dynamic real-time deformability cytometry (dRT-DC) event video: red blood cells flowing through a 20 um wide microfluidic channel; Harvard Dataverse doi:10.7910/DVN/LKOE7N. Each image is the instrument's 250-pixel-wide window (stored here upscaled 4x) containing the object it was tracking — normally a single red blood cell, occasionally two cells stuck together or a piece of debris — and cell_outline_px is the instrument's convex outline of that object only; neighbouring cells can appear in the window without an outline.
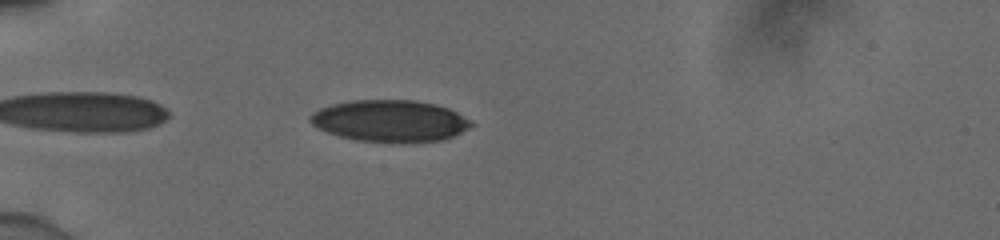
{"species": "human", "species_latin": "Homo sapiens", "temperature_condition": "cold", "stored_images_in_passage": 40, "camera_frame_rate_fps": 3000, "um_per_image_px": 0.085, "donor": {"sex": "male"}, "frame": {"image": 1, "passage_image": 3, "time_ms": 0.667, "image_size_px": [1000, 240], "cell_outline_px": [[476, 124], [452, 136], [440, 140], [356, 140], [340, 136], [328, 132], [312, 124], [308, 120], [308, 116], [312, 112], [320, 108], [332, 104], [352, 100], [416, 100], [436, 104], [448, 108], [456, 112]], "centroid_in_image_um": [33.11, 10.23], "position_along_channel_um": 51.9, "area_um2": 38.21}}
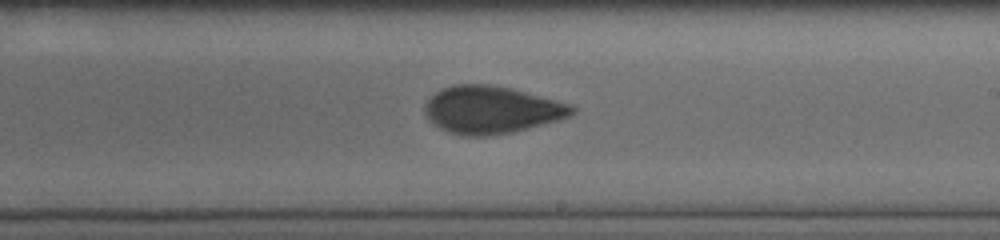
{"frame": {"image": 2, "passage_image": 20, "time_ms": 6.333, "image_size_px": [1000, 240], "cell_outline_px": [[576, 112], [572, 116], [560, 120], [512, 132], [488, 136], [460, 136], [448, 132], [440, 128], [424, 112], [424, 104], [440, 88], [452, 84], [488, 84], [512, 88], [572, 104], [576, 108]], "centroid_in_image_um": [41.81, 9.33], "position_along_channel_um": 247.2, "area_um2": 40.98}}
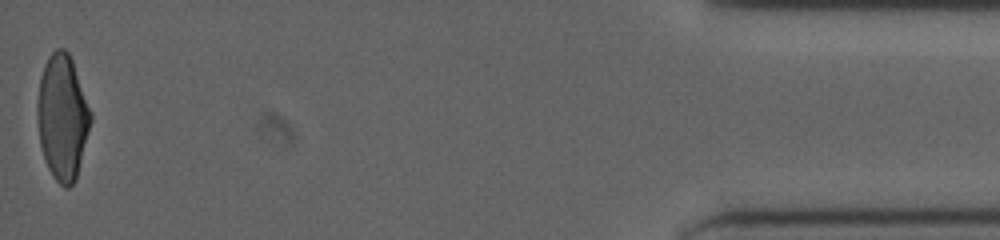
{"frame": {"image": 3, "passage_image": 40, "time_ms": 13.0, "image_size_px": [1000, 240], "cell_outline_px": [[92, 120], [76, 180], [68, 188], [64, 188], [52, 176], [48, 168], [40, 144], [36, 108], [40, 76], [44, 64], [48, 56], [56, 48], [64, 48], [68, 52], [72, 60], [92, 112]], "centroid_in_image_um": [5.31, 9.96], "position_along_channel_um": 429.9, "area_um2": 39.13}, "authors_computed_cell_mechanics": {"area_um2": 39.4774, "velocity_mm_per_s": 3.9097, "shape_relaxation_time_tau1_ms": 5.4638, "shape_relaxation_time_tau2_ms": 1.1068, "deformation_change_tau1": 0.1695, "deformation_change_tau2": 0.0663}}